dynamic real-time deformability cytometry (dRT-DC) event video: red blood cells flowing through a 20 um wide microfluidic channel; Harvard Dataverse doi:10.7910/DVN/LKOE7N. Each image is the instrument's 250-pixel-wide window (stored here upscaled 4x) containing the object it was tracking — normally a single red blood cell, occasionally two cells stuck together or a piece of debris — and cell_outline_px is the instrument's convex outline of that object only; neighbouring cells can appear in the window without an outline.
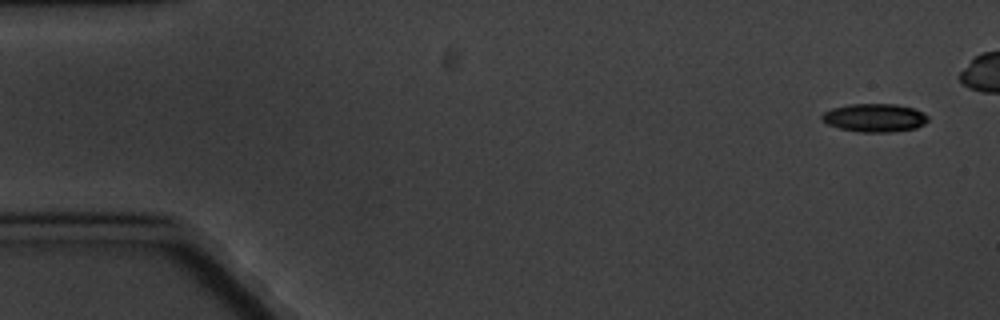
{"species": "common noctule bat (a hibernating species)", "species_latin": "Nyctalus noctula", "temperature_condition": "cold", "stored_images_in_passage": 12, "camera_frame_rate_fps": 3000, "um_per_image_px": 0.085, "animal": {"sex": "male", "body_mass_g": 20.1, "forearm_length_mm": 53.5}, "frame": {"image": 1, "passage_image": 1, "time_ms": 0.0, "image_size_px": [1000, 320], "cell_outline_px": [[928, 120], [924, 124], [916, 128], [892, 132], [860, 132], [840, 128], [828, 124], [820, 120], [820, 116], [824, 112], [832, 108], [848, 104], [896, 104], [912, 108], [924, 112], [928, 116]], "centroid_in_image_um": [74.33, 10.01], "position_along_channel_um": 10.7, "area_um2": 17.57}}